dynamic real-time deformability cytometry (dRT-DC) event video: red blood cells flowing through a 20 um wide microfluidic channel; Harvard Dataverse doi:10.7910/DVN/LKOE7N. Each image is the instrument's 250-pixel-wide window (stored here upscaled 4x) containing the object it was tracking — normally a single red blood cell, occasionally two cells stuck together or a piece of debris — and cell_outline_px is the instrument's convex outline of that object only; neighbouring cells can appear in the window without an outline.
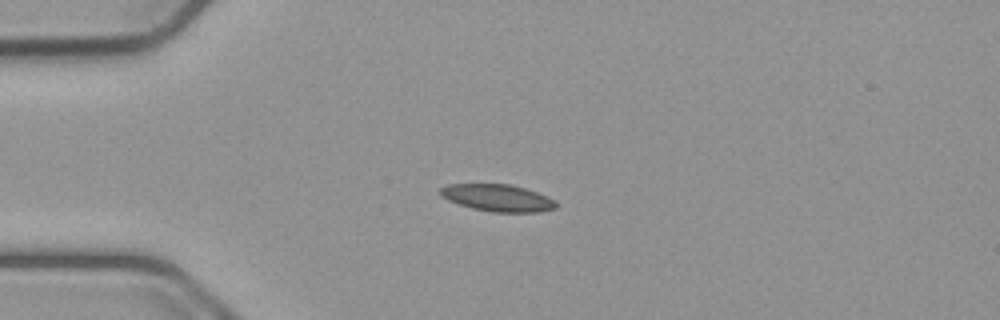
{"species": "common noctule bat (a hibernating species)", "species_latin": "Nyctalus noctula", "temperature_condition": "cold", "stored_images_in_passage": 51, "camera_frame_rate_fps": 3000, "um_per_image_px": 0.085, "animal": {"sex": "male", "body_mass_g": 23.1, "forearm_length_mm": 52.7}, "frame": {"image": 1, "passage_image": 10, "time_ms": 3.0, "image_size_px": [1000, 320], "cell_outline_px": [[560, 204], [556, 208], [540, 212], [492, 212], [472, 208], [448, 200], [440, 196], [440, 188], [448, 184], [508, 184], [524, 188], [548, 196], [556, 200]], "centroid_in_image_um": [42.34, 16.82], "position_along_channel_um": 42.7, "area_um2": 18.32}}
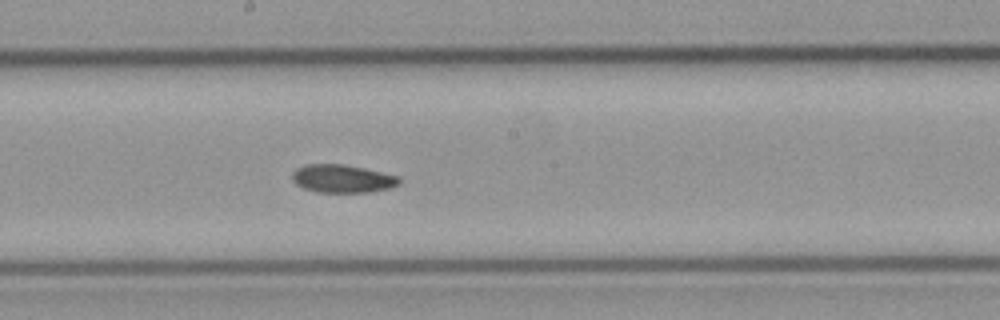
{"frame": {"image": 2, "passage_image": 26, "time_ms": 8.333, "image_size_px": [1000, 320], "cell_outline_px": [[400, 184], [388, 188], [372, 192], [316, 192], [304, 188], [296, 184], [292, 180], [292, 172], [296, 168], [304, 164], [344, 164], [364, 168], [400, 176]], "centroid_in_image_um": [29.09, 15.18], "position_along_channel_um": 219.1, "area_um2": 17.63}}
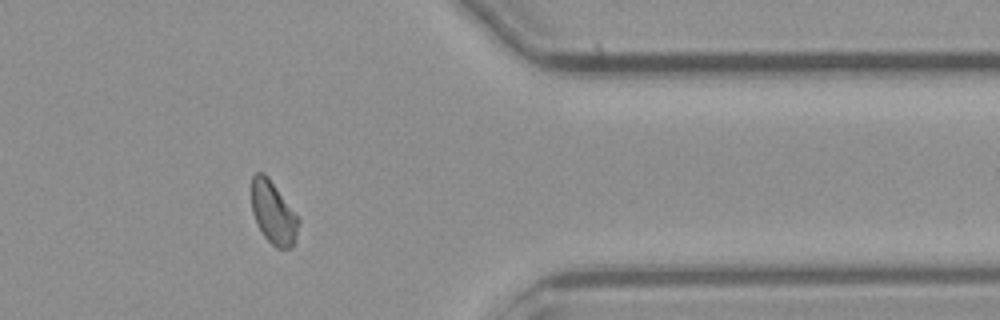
{"frame": {"image": 3, "passage_image": 41, "time_ms": 13.333, "image_size_px": [1000, 320], "cell_outline_px": [[300, 220], [296, 236], [292, 248], [276, 248], [264, 236], [256, 224], [252, 212], [252, 176], [256, 172], [264, 172], [268, 176]], "centroid_in_image_um": [23.22, 18.08], "position_along_channel_um": 388.2, "area_um2": 17.05}, "authors_computed_cell_mechanics": {"area_um2": 17.6868, "velocity_mm_per_s": 3.7484, "shape_relaxation_time_tau1_ms": null, "shape_relaxation_time_tau2_ms": 10.4875, "deformation_change_tau1": null, "deformation_change_tau2": 0.1385}}